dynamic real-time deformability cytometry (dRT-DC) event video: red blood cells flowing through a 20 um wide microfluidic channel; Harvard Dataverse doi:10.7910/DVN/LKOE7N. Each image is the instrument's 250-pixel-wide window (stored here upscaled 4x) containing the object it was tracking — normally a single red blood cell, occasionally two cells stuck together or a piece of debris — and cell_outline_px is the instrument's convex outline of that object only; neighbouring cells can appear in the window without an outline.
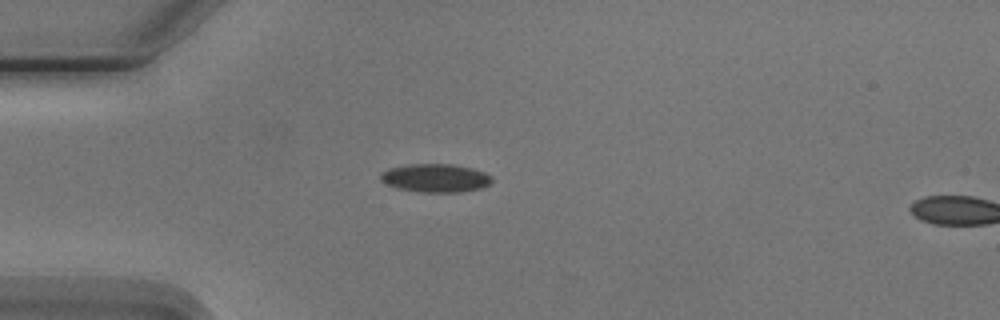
{"species": "Egyptian fruit bat (a non-hibernating species)", "species_latin": "Rousettus aegyptiacus", "temperature_condition": "cold", "stored_images_in_passage": 3, "camera_frame_rate_fps": 3000, "um_per_image_px": 0.085, "animal": {"sex": "male"}, "frame": {"image": 1, "passage_image": 2, "time_ms": 1.333, "image_size_px": [1000, 320], "cell_outline_px": [[492, 180], [488, 184], [480, 188], [460, 192], [420, 192], [396, 188], [380, 180], [380, 172], [388, 168], [408, 164], [452, 164], [472, 168], [484, 172], [492, 176]], "centroid_in_image_um": [36.98, 15.12], "position_along_channel_um": 48.0, "area_um2": 18.44}}